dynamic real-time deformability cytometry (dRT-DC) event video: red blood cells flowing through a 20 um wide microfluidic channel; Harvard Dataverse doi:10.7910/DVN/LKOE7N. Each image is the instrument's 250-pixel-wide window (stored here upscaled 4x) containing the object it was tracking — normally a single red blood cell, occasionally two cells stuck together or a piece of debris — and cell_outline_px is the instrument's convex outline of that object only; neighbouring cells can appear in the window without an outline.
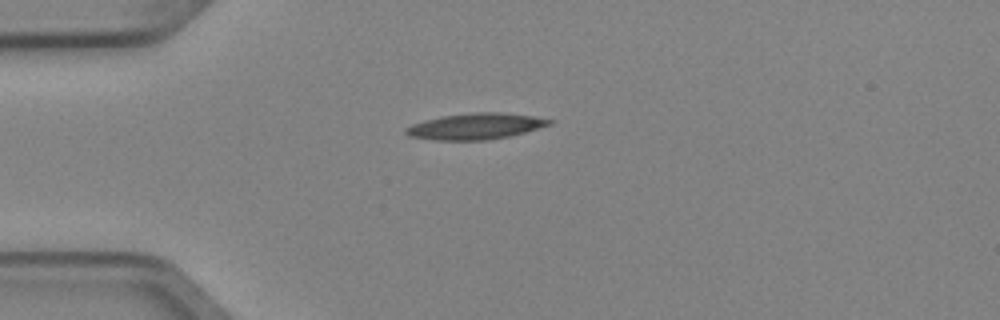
{"species": "Egyptian fruit bat (a non-hibernating species)", "species_latin": "Rousettus aegyptiacus", "temperature_condition": "cold", "stored_images_in_passage": 3, "camera_frame_rate_fps": 3000, "um_per_image_px": 0.085, "animal": {"sex": "female"}, "frame": {"image": 1, "passage_image": 1, "time_ms": 0.0, "image_size_px": [1000, 320], "cell_outline_px": [[556, 120], [552, 124], [524, 132], [508, 136], [488, 140], [432, 140], [408, 136], [404, 132], [404, 128], [412, 124], [424, 120], [440, 116], [476, 112], [500, 112], [532, 116]], "centroid_in_image_um": [40.39, 10.73], "position_along_channel_um": 44.6, "area_um2": 21.91}}
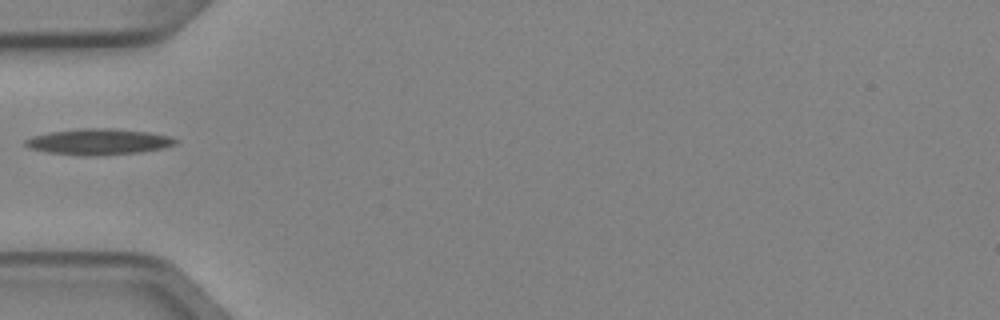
{"frame": {"image": 2, "passage_image": 2, "time_ms": 0.333, "image_size_px": [1000, 320], "cell_outline_px": [[180, 140], [176, 144], [164, 148], [140, 152], [100, 156], [76, 156], [44, 152], [28, 148], [24, 144], [24, 140], [32, 136], [48, 132], [80, 128], [112, 128], [148, 132], [172, 136]], "centroid_in_image_um": [8.37, 12.06], "position_along_channel_um": 76.6, "area_um2": 23.35}}
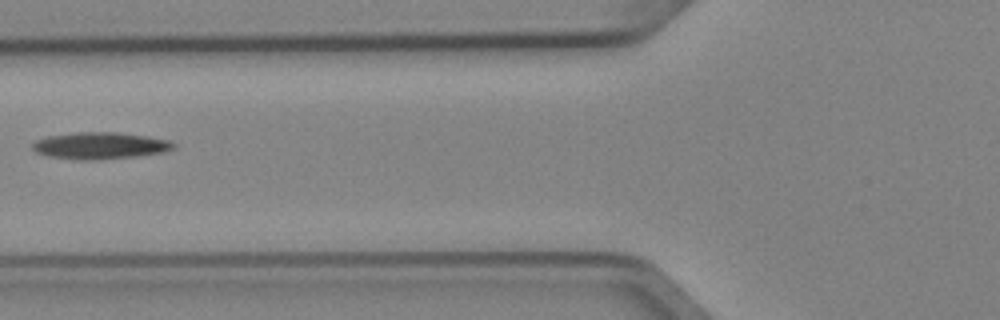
{"frame": {"image": 3, "passage_image": 3, "time_ms": 0.667, "image_size_px": [1000, 320], "cell_outline_px": [[176, 148], [164, 152], [136, 156], [92, 160], [76, 160], [48, 156], [36, 152], [32, 148], [32, 144], [36, 140], [48, 136], [76, 132], [116, 132], [148, 136], [168, 140], [176, 144]], "centroid_in_image_um": [8.51, 12.38], "position_along_channel_um": 117.3, "area_um2": 22.08}}